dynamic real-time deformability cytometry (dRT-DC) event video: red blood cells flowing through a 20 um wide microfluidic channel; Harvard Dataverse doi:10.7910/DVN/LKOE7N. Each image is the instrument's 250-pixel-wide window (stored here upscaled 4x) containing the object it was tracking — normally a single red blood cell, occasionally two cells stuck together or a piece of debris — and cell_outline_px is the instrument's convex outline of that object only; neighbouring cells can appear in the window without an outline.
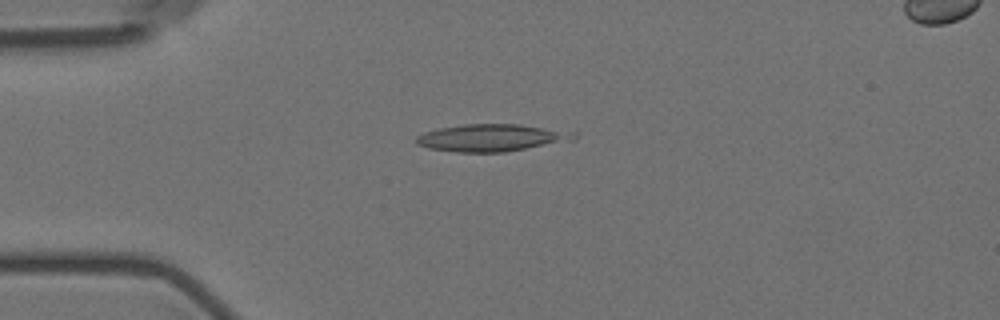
{"species": "Egyptian fruit bat (a non-hibernating species)", "species_latin": "Rousettus aegyptiacus", "temperature_condition": "room temperature", "stored_images_in_passage": 5, "camera_frame_rate_fps": 3000, "um_per_image_px": 0.085, "animal": {"sex": "female"}, "frame": {"image": 1, "passage_image": 4, "time_ms": 4.333, "image_size_px": [1000, 320], "cell_outline_px": [[576, 140], [504, 152], [456, 152], [428, 148], [416, 144], [416, 136], [424, 132], [440, 128], [464, 124], [520, 124], [576, 132]], "centroid_in_image_um": [41.8, 11.71], "position_along_channel_um": 43.2, "area_um2": 25.09}}